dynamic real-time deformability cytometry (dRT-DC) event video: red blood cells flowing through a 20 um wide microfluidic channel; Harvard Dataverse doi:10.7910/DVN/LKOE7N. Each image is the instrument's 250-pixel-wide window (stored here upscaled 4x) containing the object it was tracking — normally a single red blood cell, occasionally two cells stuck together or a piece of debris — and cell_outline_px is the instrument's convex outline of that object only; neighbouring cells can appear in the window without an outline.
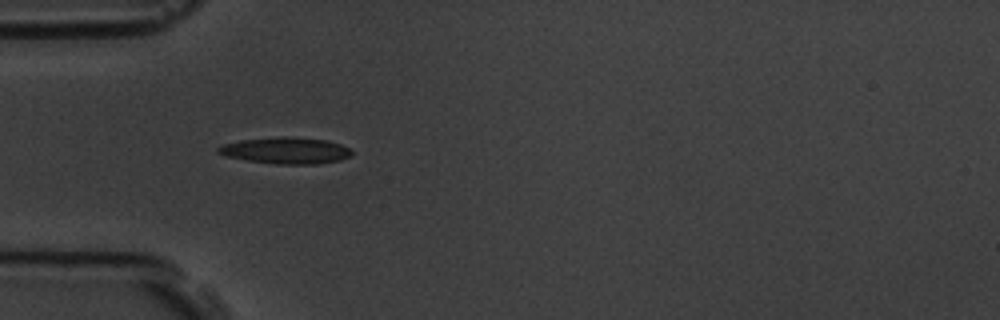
{"species": "common noctule bat (a hibernating species)", "species_latin": "Nyctalus noctula", "temperature_condition": "room temperature", "stored_images_in_passage": 4, "camera_frame_rate_fps": 3000, "um_per_image_px": 0.085, "animal": {"sex": "male", "body_mass_g": 19.5, "forearm_length_mm": 54.6}, "frame": {"image": 1, "passage_image": 4, "time_ms": 3.667, "image_size_px": [1000, 320], "cell_outline_px": [[352, 156], [340, 160], [316, 164], [276, 164], [248, 160], [228, 156], [216, 152], [216, 148], [224, 144], [240, 140], [280, 136], [284, 136], [328, 140], [340, 144], [348, 148], [352, 152]], "centroid_in_image_um": [24.31, 12.79], "position_along_channel_um": 60.7, "area_um2": 20.52}}